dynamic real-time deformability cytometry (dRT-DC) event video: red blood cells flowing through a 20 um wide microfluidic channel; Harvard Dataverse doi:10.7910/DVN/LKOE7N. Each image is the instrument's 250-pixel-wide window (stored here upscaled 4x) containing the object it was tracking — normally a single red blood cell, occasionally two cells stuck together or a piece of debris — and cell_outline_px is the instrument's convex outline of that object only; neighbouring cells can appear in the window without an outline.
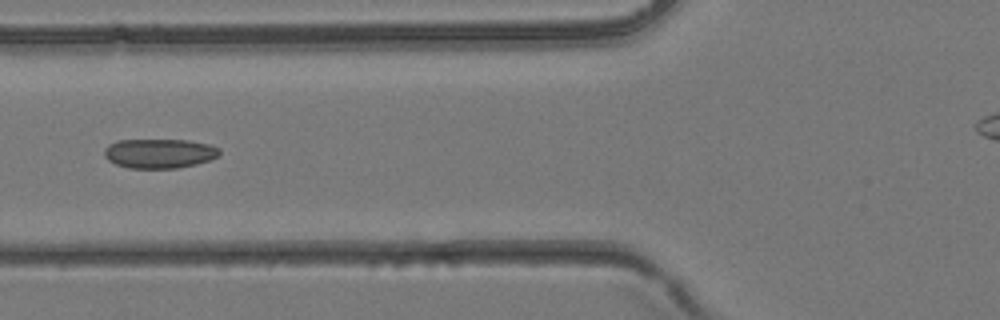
{"species": "common noctule bat (a hibernating species)", "species_latin": "Nyctalus noctula", "temperature_condition": "room temperature", "stored_images_in_passage": 26, "camera_frame_rate_fps": 3000, "um_per_image_px": 0.085, "animal": {"sex": "female", "body_mass_g": 24.6, "forearm_length_mm": 56.2}, "frame": {"image": 1, "passage_image": 5, "time_ms": 1.333, "image_size_px": [1000, 320], "cell_outline_px": [[220, 156], [212, 160], [196, 164], [176, 168], [128, 168], [116, 164], [108, 160], [104, 156], [104, 148], [108, 144], [116, 140], [188, 140], [208, 144], [220, 148]], "centroid_in_image_um": [13.55, 13.04], "position_along_channel_um": 112.2, "area_um2": 20.0}}
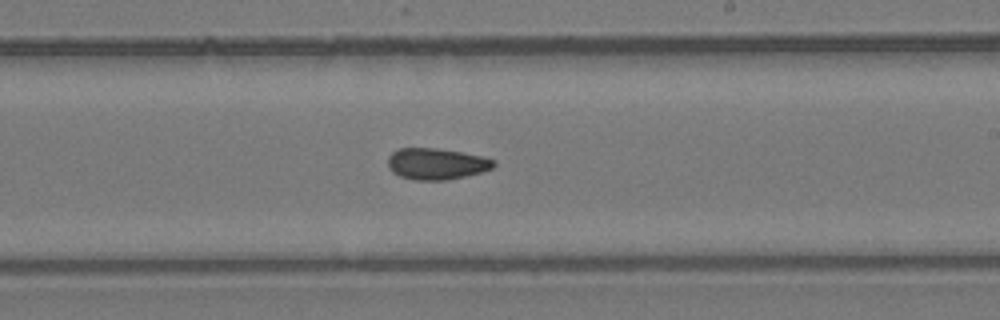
{"frame": {"image": 2, "passage_image": 13, "time_ms": 4.0, "image_size_px": [1000, 320], "cell_outline_px": [[496, 164], [492, 168], [480, 172], [448, 180], [416, 180], [400, 176], [392, 172], [388, 168], [388, 156], [392, 152], [400, 148], [436, 148], [460, 152], [480, 156], [496, 160]], "centroid_in_image_um": [37.07, 13.92], "position_along_channel_um": 251.9, "area_um2": 19.25}}
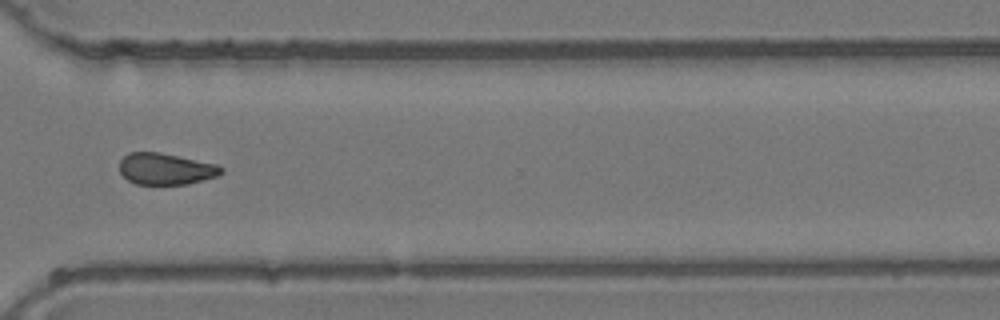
{"frame": {"image": 3, "passage_image": 19, "time_ms": 6.0, "image_size_px": [1000, 320], "cell_outline_px": [[224, 172], [216, 176], [188, 184], [136, 184], [128, 180], [120, 172], [120, 160], [128, 152], [160, 152], [220, 164], [224, 168]], "centroid_in_image_um": [14.12, 14.34], "position_along_channel_um": 356.5, "area_um2": 18.84}}